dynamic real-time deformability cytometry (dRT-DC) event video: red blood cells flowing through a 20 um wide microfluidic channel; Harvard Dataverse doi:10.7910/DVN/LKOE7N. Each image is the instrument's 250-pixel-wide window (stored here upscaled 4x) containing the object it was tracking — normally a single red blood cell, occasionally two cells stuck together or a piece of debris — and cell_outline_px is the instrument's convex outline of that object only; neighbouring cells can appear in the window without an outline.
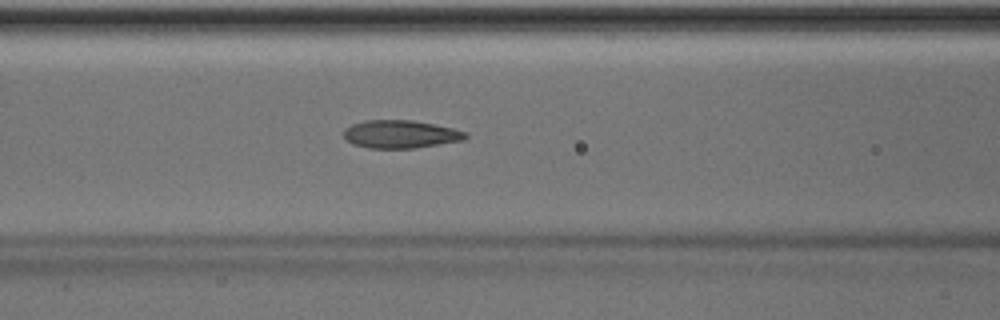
{"species": "Egyptian fruit bat (a non-hibernating species)", "species_latin": "Rousettus aegyptiacus", "temperature_condition": "room temperature", "stored_images_in_passage": 46, "camera_frame_rate_fps": 3000, "um_per_image_px": 0.085, "animal": {"sex": "male"}, "frame": {"image": 1, "passage_image": 21, "time_ms": 6.667, "image_size_px": [1000, 320], "cell_outline_px": [[468, 136], [464, 140], [416, 148], [368, 148], [352, 144], [344, 136], [344, 128], [352, 124], [364, 120], [412, 120], [452, 128], [468, 132]], "centroid_in_image_um": [34.04, 11.41], "position_along_channel_um": 132.6, "area_um2": 19.88}}
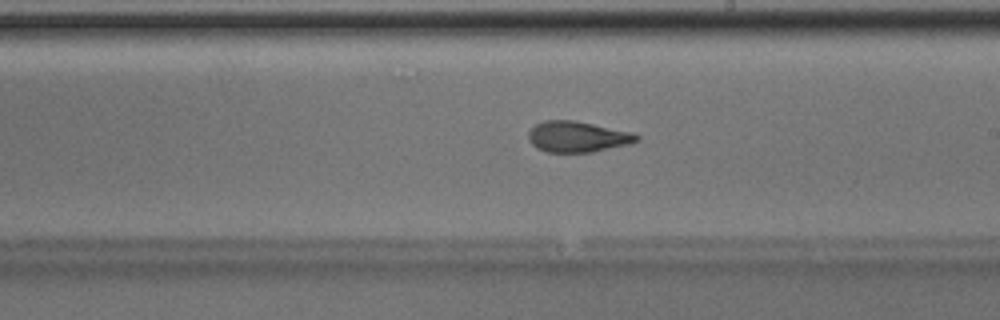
{"frame": {"image": 2, "passage_image": 29, "time_ms": 9.333, "image_size_px": [1000, 320], "cell_outline_px": [[640, 140], [628, 144], [592, 152], [548, 152], [536, 148], [528, 140], [528, 132], [536, 124], [544, 120], [576, 120], [632, 132], [640, 136]], "centroid_in_image_um": [49.08, 11.61], "position_along_channel_um": 239.9, "area_um2": 19.54}}
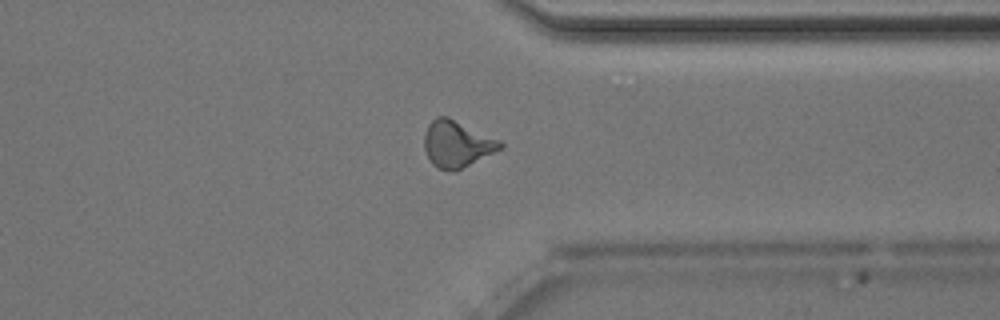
{"frame": {"image": 3, "passage_image": 39, "time_ms": 12.667, "image_size_px": [1000, 320], "cell_outline_px": [[504, 148], [456, 172], [436, 168], [432, 164], [424, 148], [424, 132], [428, 124], [436, 116], [448, 116], [500, 140], [504, 144]], "centroid_in_image_um": [38.85, 12.25], "position_along_channel_um": 372.6, "area_um2": 20.98}}